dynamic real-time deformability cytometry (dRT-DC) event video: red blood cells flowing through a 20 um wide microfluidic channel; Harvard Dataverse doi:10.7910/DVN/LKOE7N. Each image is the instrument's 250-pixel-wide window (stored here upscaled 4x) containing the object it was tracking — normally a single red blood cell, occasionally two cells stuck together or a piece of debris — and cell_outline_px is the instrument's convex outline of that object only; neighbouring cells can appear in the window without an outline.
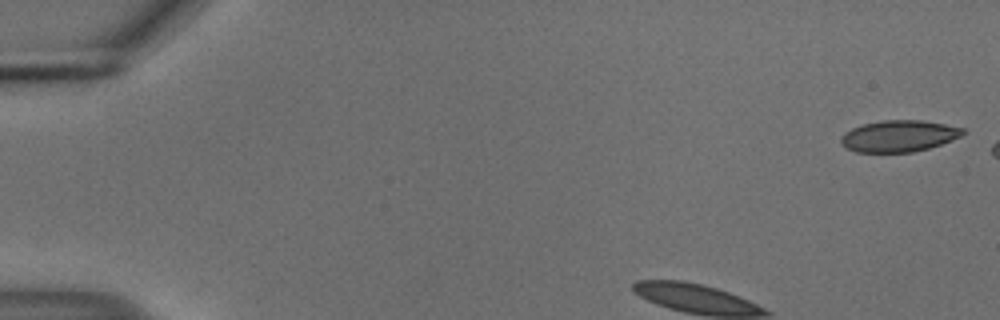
{"species": "common noctule bat (a hibernating species)", "species_latin": "Nyctalus noctula", "temperature_condition": "cold", "stored_images_in_passage": 49, "camera_frame_rate_fps": 3000, "um_per_image_px": 0.085, "animal": {"sex": "male", "body_mass_g": 18.8}, "frame": {"image": 1, "passage_image": 1, "time_ms": 0.0, "image_size_px": [1000, 320], "cell_outline_px": [[968, 132], [952, 140], [928, 148], [912, 152], [856, 152], [840, 144], [840, 136], [844, 132], [852, 128], [864, 124], [884, 120], [920, 120], [944, 124], [964, 128]], "centroid_in_image_um": [76.4, 11.56], "position_along_channel_um": 8.6, "area_um2": 22.37}}
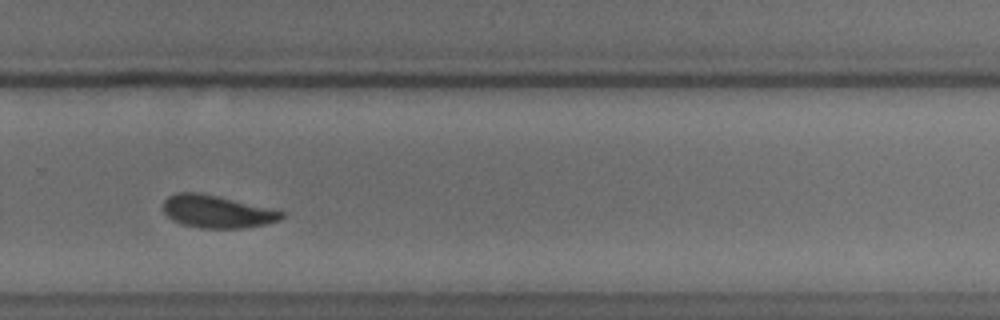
{"frame": {"image": 2, "passage_image": 31, "time_ms": 10.0, "image_size_px": [1000, 320], "cell_outline_px": [[284, 216], [280, 220], [248, 228], [200, 228], [184, 224], [172, 220], [164, 212], [164, 200], [168, 196], [176, 192], [196, 192], [216, 196], [284, 212]], "centroid_in_image_um": [18.41, 17.99], "position_along_channel_um": 311.4, "area_um2": 22.08}}
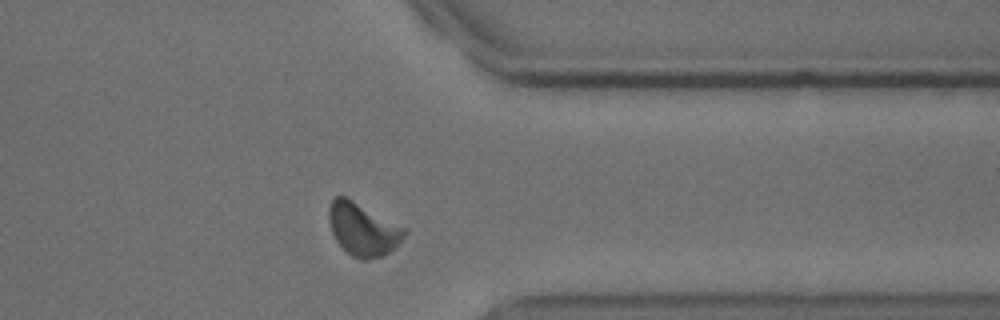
{"frame": {"image": 3, "passage_image": 37, "time_ms": 12.0, "image_size_px": [1000, 320], "cell_outline_px": [[408, 232], [384, 256], [364, 260], [360, 260], [352, 256], [336, 240], [332, 232], [328, 216], [328, 208], [332, 200], [336, 196], [344, 196], [408, 228]], "centroid_in_image_um": [30.85, 19.48], "position_along_channel_um": 380.5, "area_um2": 23.0}, "authors_computed_cell_mechanics": {"area_um2": 22.4264, "velocity_mm_per_s": 3.6797, "shape_relaxation_time_tau1_ms": null, "shape_relaxation_time_tau2_ms": 3.7656, "deformation_change_tau1": null, "deformation_change_tau2": 0.0768}}